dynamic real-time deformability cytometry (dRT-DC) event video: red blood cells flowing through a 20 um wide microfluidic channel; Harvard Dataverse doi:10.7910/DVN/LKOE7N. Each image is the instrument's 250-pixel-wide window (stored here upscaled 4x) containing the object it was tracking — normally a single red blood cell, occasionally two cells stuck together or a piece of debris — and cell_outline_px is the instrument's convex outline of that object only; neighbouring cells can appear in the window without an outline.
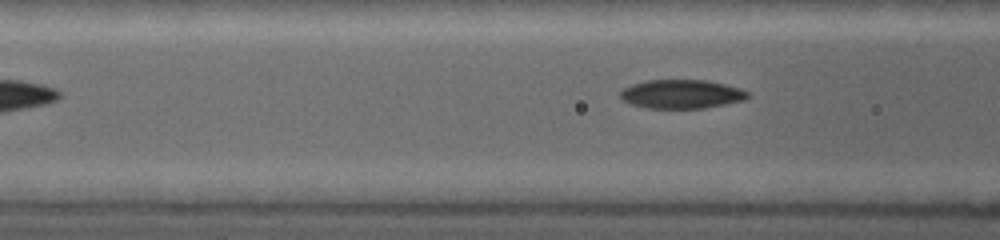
{"species": "common noctule bat (a hibernating species)", "species_latin": "Nyctalus noctula", "temperature_condition": "warm", "stored_images_in_passage": 5, "segment_of_instrument_passage": [2, 2], "camera_frame_rate_fps": 5000, "um_per_image_px": 0.085, "animal": {"sex": "female", "body_mass_g": 19.0, "forearm_length_mm": 53.3}, "frame": {"image": 1, "passage_image": 5, "time_ms": 2.8, "image_size_px": [1000, 240], "cell_outline_px": [[752, 96], [744, 100], [704, 108], [644, 108], [620, 100], [620, 92], [624, 88], [632, 84], [644, 80], [708, 80], [740, 88], [748, 92]], "centroid_in_image_um": [57.92, 7.99], "position_along_channel_um": 108.7, "area_um2": 21.56}}